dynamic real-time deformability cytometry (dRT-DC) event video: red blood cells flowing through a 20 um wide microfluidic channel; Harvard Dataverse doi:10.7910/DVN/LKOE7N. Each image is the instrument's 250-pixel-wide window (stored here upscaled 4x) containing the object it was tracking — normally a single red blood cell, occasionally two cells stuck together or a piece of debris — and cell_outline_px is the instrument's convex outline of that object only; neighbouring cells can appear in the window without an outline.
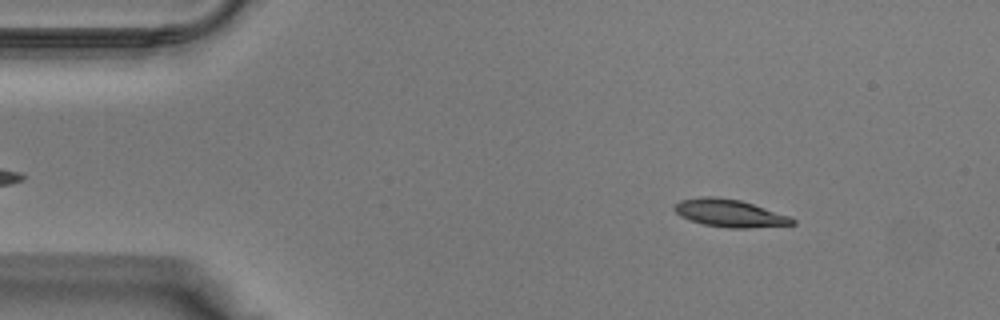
{"species": "Egyptian fruit bat (a non-hibernating species)", "species_latin": "Rousettus aegyptiacus", "temperature_condition": "warm", "stored_images_in_passage": 38, "camera_frame_rate_fps": 3000, "um_per_image_px": 0.085, "animal": {"sex": "male"}, "frame": {"image": 1, "passage_image": 5, "time_ms": 1.333, "image_size_px": [1000, 320], "cell_outline_px": [[796, 224], [748, 228], [728, 228], [704, 224], [680, 216], [672, 208], [680, 200], [700, 196], [716, 196], [740, 200], [788, 216], [796, 220]], "centroid_in_image_um": [61.99, 18.11], "position_along_channel_um": 23.0, "area_um2": 18.79}}
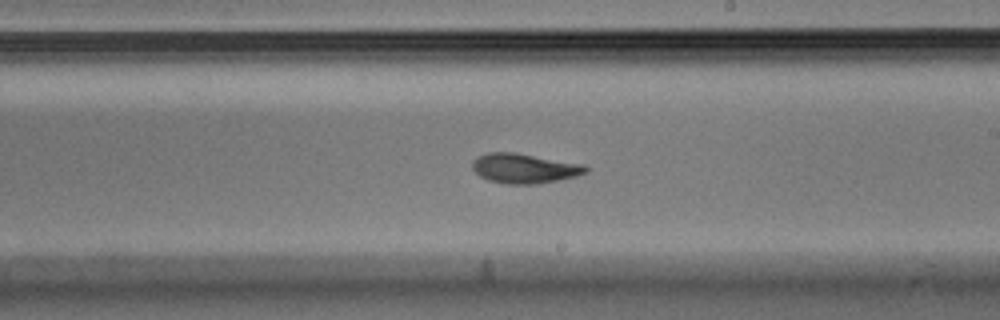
{"frame": {"image": 2, "passage_image": 22, "time_ms": 7.0, "image_size_px": [1000, 320], "cell_outline_px": [[588, 172], [576, 176], [536, 184], [508, 184], [488, 180], [480, 176], [472, 168], [472, 160], [476, 156], [488, 152], [516, 152], [584, 164], [588, 168]], "centroid_in_image_um": [44.55, 14.29], "position_along_channel_um": 244.4, "area_um2": 19.77}}
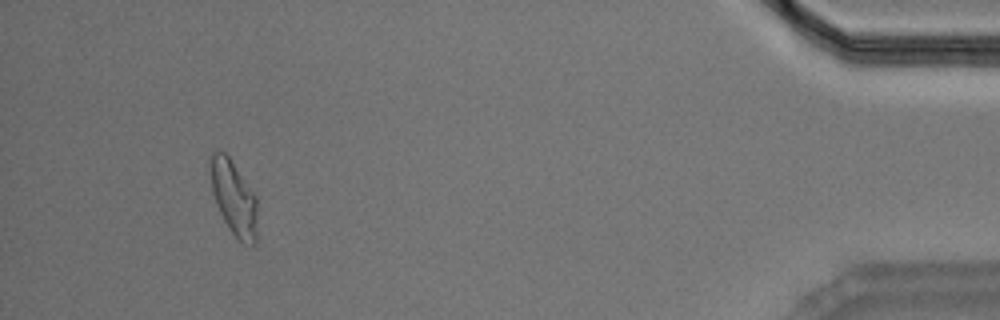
{"frame": {"image": 3, "passage_image": 36, "time_ms": 11.667, "image_size_px": [1000, 320], "cell_outline_px": [[256, 244], [244, 244], [228, 228], [220, 212], [212, 192], [208, 164], [212, 148], [224, 152], [228, 156], [256, 196]], "centroid_in_image_um": [19.82, 16.76], "position_along_channel_um": 415.4, "area_um2": 20.4}}